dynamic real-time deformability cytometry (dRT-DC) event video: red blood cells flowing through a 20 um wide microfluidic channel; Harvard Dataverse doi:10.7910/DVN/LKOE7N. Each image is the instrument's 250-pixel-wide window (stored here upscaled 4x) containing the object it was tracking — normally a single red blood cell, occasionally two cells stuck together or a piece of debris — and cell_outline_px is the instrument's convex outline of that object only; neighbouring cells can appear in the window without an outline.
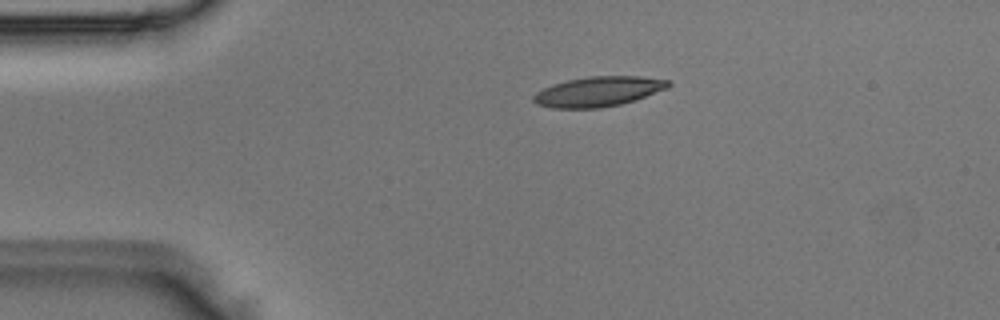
{"species": "Egyptian fruit bat (a non-hibernating species)", "species_latin": "Rousettus aegyptiacus", "temperature_condition": "room temperature", "stored_images_in_passage": 4, "camera_frame_rate_fps": 3000, "um_per_image_px": 0.085, "animal": {"sex": "male"}, "frame": {"image": 1, "passage_image": 4, "time_ms": 1.0, "image_size_px": [1000, 320], "cell_outline_px": [[672, 84], [668, 88], [620, 104], [600, 108], [552, 108], [536, 104], [532, 100], [532, 96], [536, 92], [552, 84], [568, 80], [588, 76], [640, 76], [672, 80]], "centroid_in_image_um": [50.84, 7.77], "position_along_channel_um": 34.2, "area_um2": 23.52}}